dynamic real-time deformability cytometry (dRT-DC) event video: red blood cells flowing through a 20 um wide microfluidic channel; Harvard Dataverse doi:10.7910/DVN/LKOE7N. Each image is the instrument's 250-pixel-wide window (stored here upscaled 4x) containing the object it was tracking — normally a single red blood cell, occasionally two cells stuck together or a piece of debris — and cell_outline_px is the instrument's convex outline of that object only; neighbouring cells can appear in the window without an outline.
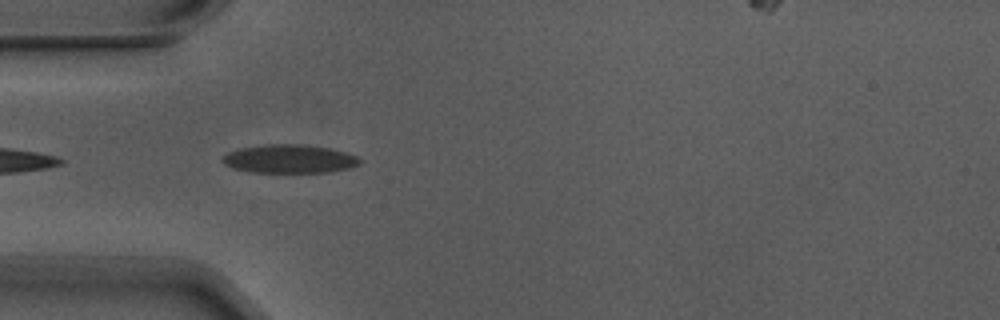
{"species": "Egyptian fruit bat (a non-hibernating species)", "species_latin": "Rousettus aegyptiacus", "temperature_condition": "warm", "stored_images_in_passage": 4, "camera_frame_rate_fps": 3000, "um_per_image_px": 0.085, "animal": {"sex": "male"}, "frame": {"image": 1, "passage_image": 2, "time_ms": 0.333, "image_size_px": [1000, 320], "cell_outline_px": [[360, 164], [348, 168], [328, 172], [252, 172], [232, 168], [224, 164], [220, 160], [228, 152], [240, 148], [264, 144], [300, 144], [328, 148], [344, 152], [356, 156], [360, 160]], "centroid_in_image_um": [24.55, 13.5], "position_along_channel_um": 60.4, "area_um2": 22.66}}